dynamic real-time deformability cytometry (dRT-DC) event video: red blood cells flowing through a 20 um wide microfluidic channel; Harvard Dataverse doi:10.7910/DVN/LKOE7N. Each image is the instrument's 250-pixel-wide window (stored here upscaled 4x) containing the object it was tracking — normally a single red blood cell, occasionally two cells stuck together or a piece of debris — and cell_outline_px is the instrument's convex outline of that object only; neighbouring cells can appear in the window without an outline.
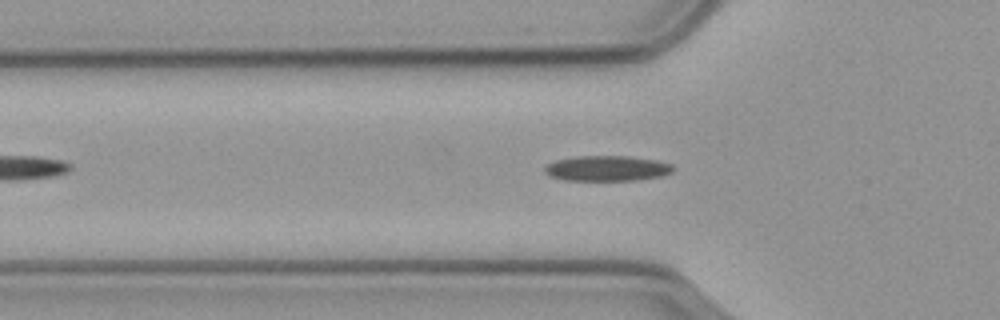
{"species": "common noctule bat (a hibernating species)", "species_latin": "Nyctalus noctula", "temperature_condition": "cold", "stored_images_in_passage": 54, "camera_frame_rate_fps": 3000, "um_per_image_px": 0.085, "animal": {"sex": "male", "body_mass_g": 23.1, "forearm_length_mm": 52.7}, "frame": {"image": 1, "passage_image": 14, "time_ms": 4.333, "image_size_px": [1000, 320], "cell_outline_px": [[672, 172], [660, 176], [632, 180], [564, 180], [552, 176], [544, 172], [544, 168], [548, 164], [556, 160], [576, 156], [628, 156], [656, 160], [672, 164]], "centroid_in_image_um": [51.58, 14.3], "position_along_channel_um": 74.2, "area_um2": 18.73}}
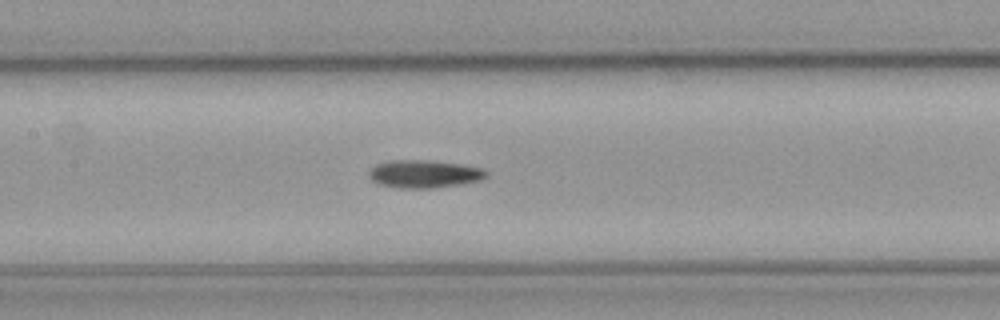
{"frame": {"image": 2, "passage_image": 22, "time_ms": 7.0, "image_size_px": [1000, 320], "cell_outline_px": [[488, 176], [480, 180], [460, 184], [432, 188], [396, 188], [376, 184], [368, 176], [368, 172], [376, 164], [392, 160], [420, 160], [460, 164], [484, 168], [488, 172]], "centroid_in_image_um": [36.03, 14.79], "position_along_channel_um": 171.4, "area_um2": 19.07}}
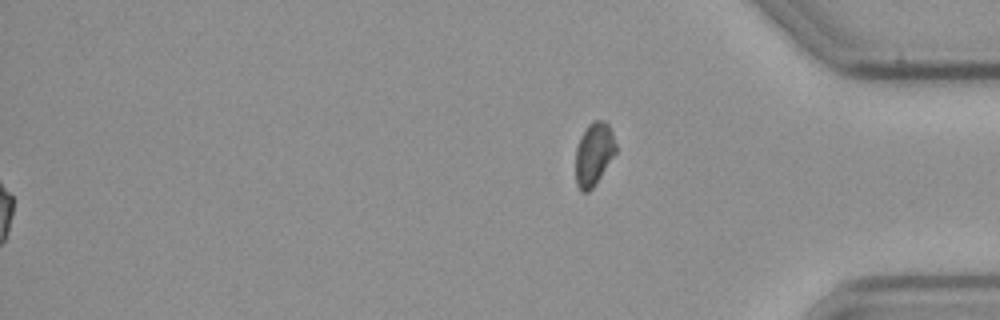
{"frame": {"image": 3, "passage_image": 54, "time_ms": 17.667, "image_size_px": [1000, 320], "cell_outline_px": [[616, 152], [596, 184], [588, 192], [580, 192], [576, 184], [576, 148], [580, 136], [588, 124], [592, 120], [604, 120], [608, 124], [612, 132], [616, 144]], "centroid_in_image_um": [50.47, 13.09], "position_along_channel_um": 384.7, "area_um2": 14.91}}